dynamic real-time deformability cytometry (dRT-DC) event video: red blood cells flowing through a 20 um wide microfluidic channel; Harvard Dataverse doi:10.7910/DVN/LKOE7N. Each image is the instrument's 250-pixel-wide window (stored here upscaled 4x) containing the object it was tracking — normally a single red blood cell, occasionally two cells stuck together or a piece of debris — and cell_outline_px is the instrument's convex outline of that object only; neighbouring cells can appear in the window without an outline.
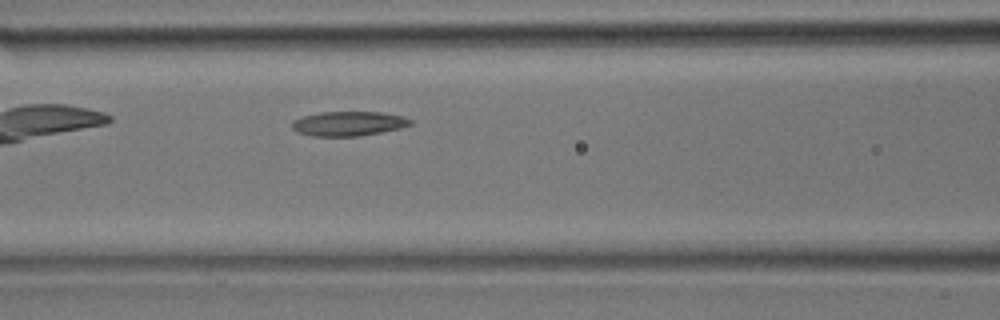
{"species": "common noctule bat (a hibernating species)", "species_latin": "Nyctalus noctula", "temperature_condition": "room temperature", "stored_images_in_passage": 6, "camera_frame_rate_fps": 3000, "um_per_image_px": 0.085, "animal": {"sex": "male", "body_mass_g": 17.9}, "frame": {"image": 1, "passage_image": 5, "time_ms": 1.333, "image_size_px": [1000, 320], "cell_outline_px": [[412, 124], [400, 128], [380, 132], [356, 136], [312, 136], [296, 132], [292, 128], [292, 120], [304, 116], [320, 112], [380, 112], [400, 116], [412, 120]], "centroid_in_image_um": [29.57, 10.51], "position_along_channel_um": 137.0, "area_um2": 16.76}}